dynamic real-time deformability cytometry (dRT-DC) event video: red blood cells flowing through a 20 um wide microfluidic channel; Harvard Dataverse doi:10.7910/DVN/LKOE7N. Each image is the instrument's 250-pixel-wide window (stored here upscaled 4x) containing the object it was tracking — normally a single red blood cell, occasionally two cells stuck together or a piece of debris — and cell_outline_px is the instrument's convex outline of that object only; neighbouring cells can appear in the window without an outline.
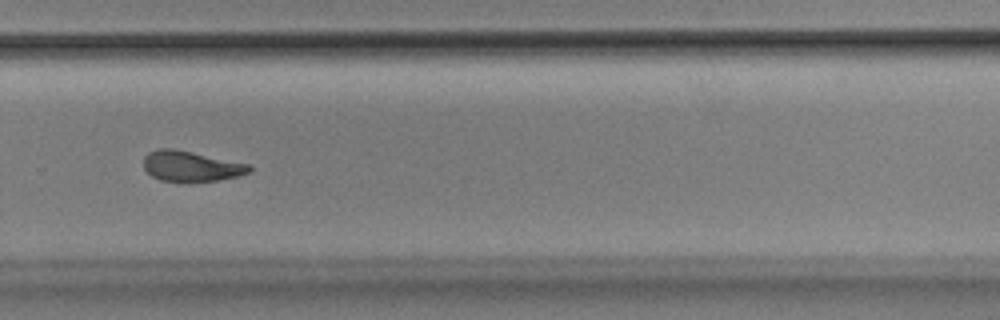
{"species": "Egyptian fruit bat (a non-hibernating species)", "species_latin": "Rousettus aegyptiacus", "temperature_condition": "room temperature", "stored_images_in_passage": 38, "camera_frame_rate_fps": 3000, "um_per_image_px": 0.085, "animal": {"sex": "male"}, "frame": {"image": 1, "passage_image": 22, "time_ms": 7.0, "image_size_px": [1000, 320], "cell_outline_px": [[252, 172], [236, 176], [216, 180], [160, 180], [152, 176], [144, 168], [144, 156], [148, 152], [160, 148], [172, 148], [192, 152], [248, 164], [252, 168]], "centroid_in_image_um": [16.22, 14.1], "position_along_channel_um": 313.6, "area_um2": 18.21}, "authors_computed_cell_mechanics": {"area_um2": 19.1896, "velocity_mm_per_s": 3.8652, "shape_relaxation_time_tau1_ms": 3.5743, "shape_relaxation_time_tau2_ms": 1.9482, "deformation_change_tau1": 0.1537, "deformation_change_tau2": 0.078}}